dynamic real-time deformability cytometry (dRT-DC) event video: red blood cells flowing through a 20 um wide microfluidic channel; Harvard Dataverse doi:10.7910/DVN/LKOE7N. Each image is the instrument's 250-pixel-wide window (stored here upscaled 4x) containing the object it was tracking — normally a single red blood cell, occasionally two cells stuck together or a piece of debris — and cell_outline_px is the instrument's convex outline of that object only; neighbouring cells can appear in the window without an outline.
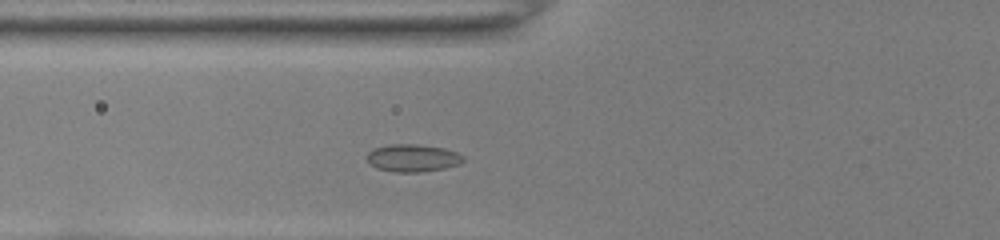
{"species": "common noctule bat (a hibernating species)", "species_latin": "Nyctalus noctula", "temperature_condition": "room temperature", "stored_images_in_passage": 37, "camera_frame_rate_fps": 3000, "um_per_image_px": 0.085, "animal": {"sex": "female", "body_mass_g": 22.0, "forearm_length_mm": 56.7}, "frame": {"image": 1, "passage_image": 6, "time_ms": 1.667, "image_size_px": [1000, 240], "cell_outline_px": [[464, 160], [460, 164], [444, 168], [420, 172], [396, 172], [376, 168], [368, 164], [364, 156], [372, 148], [392, 144], [416, 144], [444, 148], [456, 152], [464, 156]], "centroid_in_image_um": [35.03, 13.43], "position_along_channel_um": 90.8, "area_um2": 15.66}}
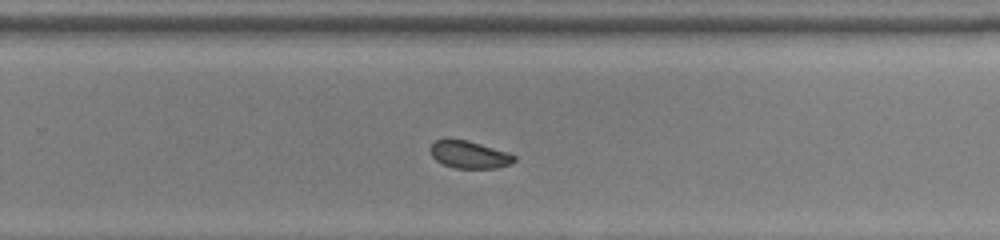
{"frame": {"image": 2, "passage_image": 21, "time_ms": 6.667, "image_size_px": [1000, 240], "cell_outline_px": [[516, 160], [512, 164], [496, 168], [456, 168], [444, 164], [436, 160], [432, 156], [428, 148], [432, 140], [444, 136], [448, 136], [468, 140], [508, 152], [516, 156]], "centroid_in_image_um": [39.82, 13.09], "position_along_channel_um": 290.0, "area_um2": 14.05}}
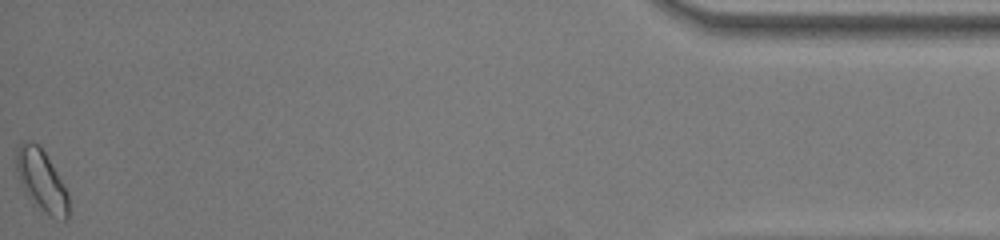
{"frame": {"image": 3, "passage_image": 37, "time_ms": 12.0, "image_size_px": [1000, 240], "cell_outline_px": [[68, 220], [56, 220], [48, 216], [32, 204], [20, 184], [16, 168], [16, 148], [24, 140], [32, 140], [40, 144], [68, 192]], "centroid_in_image_um": [3.51, 15.37], "position_along_channel_um": 431.7, "area_um2": 19.25}, "authors_computed_cell_mechanics": {"area_um2": 14.3922, "velocity_mm_per_s": 3.9868, "shape_relaxation_time_tau1_ms": null, "shape_relaxation_time_tau2_ms": 2.1327, "deformation_change_tau1": null, "deformation_change_tau2": 0.0489}}